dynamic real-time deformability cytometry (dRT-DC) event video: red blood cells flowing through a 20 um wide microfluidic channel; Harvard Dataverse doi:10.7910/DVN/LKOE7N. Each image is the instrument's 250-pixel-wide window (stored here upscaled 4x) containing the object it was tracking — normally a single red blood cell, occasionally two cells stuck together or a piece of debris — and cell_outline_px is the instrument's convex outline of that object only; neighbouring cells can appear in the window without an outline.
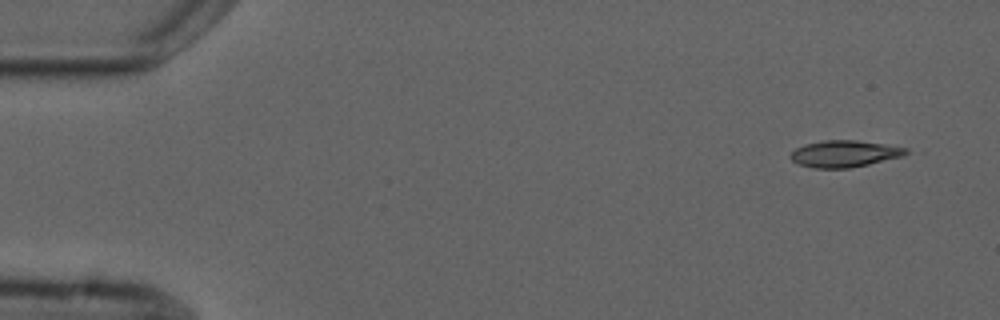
{"species": "common noctule bat (a hibernating species)", "species_latin": "Nyctalus noctula", "temperature_condition": "cold", "stored_images_in_passage": 6, "camera_frame_rate_fps": 3000, "um_per_image_px": 0.085, "animal": {"sex": "male", "forearm_length_mm": 52.5}, "frame": {"image": 1, "passage_image": 1, "time_ms": 0.0, "image_size_px": [1000, 320], "cell_outline_px": [[912, 152], [904, 156], [868, 164], [848, 168], [812, 168], [800, 164], [792, 160], [788, 156], [796, 148], [804, 144], [824, 140], [856, 140], [884, 144], [908, 148]], "centroid_in_image_um": [71.8, 13.06], "position_along_channel_um": 13.2, "area_um2": 18.03}}
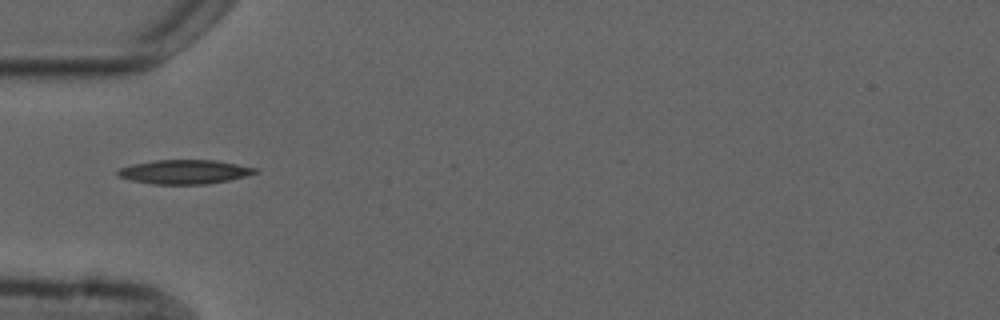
{"frame": {"image": 2, "passage_image": 5, "time_ms": 4.667, "image_size_px": [1000, 320], "cell_outline_px": [[260, 172], [228, 180], [208, 184], [152, 184], [132, 180], [116, 176], [116, 172], [120, 168], [132, 164], [156, 160], [216, 160], [256, 168]], "centroid_in_image_um": [15.66, 14.61], "position_along_channel_um": 69.3, "area_um2": 19.25}}
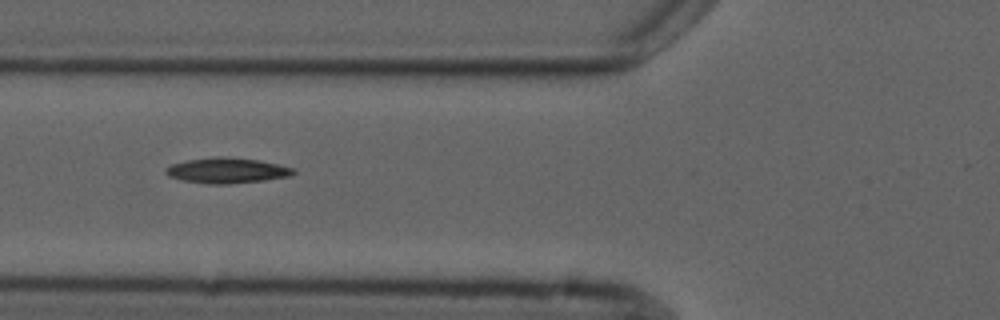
{"frame": {"image": 3, "passage_image": 6, "time_ms": 5.667, "image_size_px": [1000, 320], "cell_outline_px": [[296, 172], [292, 176], [264, 180], [228, 184], [208, 184], [180, 180], [168, 176], [164, 172], [164, 168], [172, 164], [188, 160], [220, 156], [260, 160], [296, 168]], "centroid_in_image_um": [19.3, 14.5], "position_along_channel_um": 106.5, "area_um2": 19.07}}